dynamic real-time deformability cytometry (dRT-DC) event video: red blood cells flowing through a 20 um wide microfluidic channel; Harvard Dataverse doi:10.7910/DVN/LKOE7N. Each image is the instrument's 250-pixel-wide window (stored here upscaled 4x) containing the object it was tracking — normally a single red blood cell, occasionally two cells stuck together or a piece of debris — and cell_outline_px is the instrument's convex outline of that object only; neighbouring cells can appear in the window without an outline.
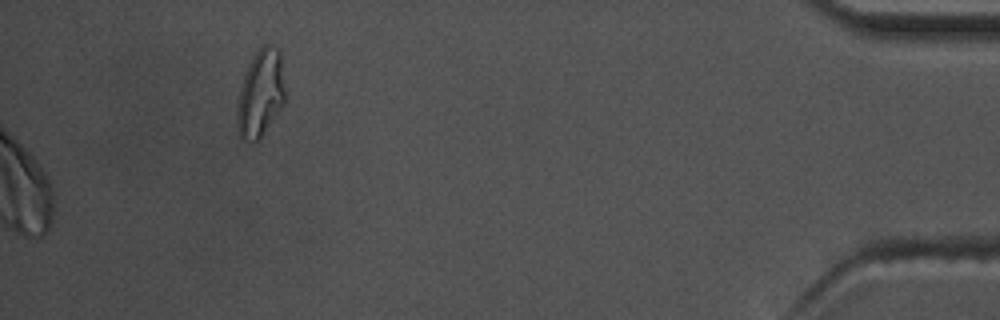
{"species": "common noctule bat (a hibernating species)", "species_latin": "Nyctalus noctula", "temperature_condition": "warm", "stored_images_in_passage": 56, "camera_frame_rate_fps": 3000, "um_per_image_px": 0.085, "animal": {"sex": "male", "body_mass_g": 17.5, "forearm_length_mm": 52.3}, "frame": {"image": 1, "passage_image": 56, "time_ms": 18.333, "image_size_px": [1000, 320], "cell_outline_px": [[284, 104], [260, 140], [252, 144], [240, 136], [236, 124], [236, 104], [244, 72], [252, 56], [264, 44], [268, 44], [280, 48], [284, 84]], "centroid_in_image_um": [22.13, 7.96], "position_along_channel_um": 413.1, "area_um2": 24.97}}